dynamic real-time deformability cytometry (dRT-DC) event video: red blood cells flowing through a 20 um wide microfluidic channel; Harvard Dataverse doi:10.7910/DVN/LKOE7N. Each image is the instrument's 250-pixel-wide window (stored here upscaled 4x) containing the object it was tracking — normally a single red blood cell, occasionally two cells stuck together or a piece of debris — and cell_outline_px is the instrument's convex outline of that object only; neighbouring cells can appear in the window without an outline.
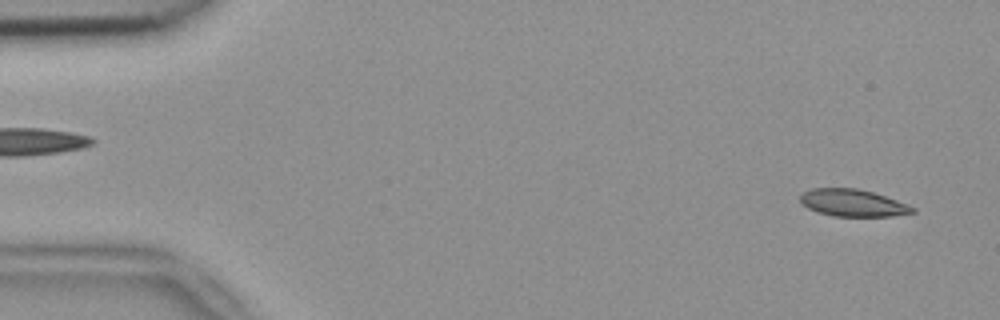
{"species": "common noctule bat (a hibernating species)", "species_latin": "Nyctalus noctula", "temperature_condition": "room temperature", "stored_images_in_passage": 52, "camera_frame_rate_fps": 3000, "um_per_image_px": 0.085, "animal": {"sex": "female", "body_mass_g": 18.4}, "frame": {"image": 1, "passage_image": 2, "time_ms": 0.333, "image_size_px": [1000, 320], "cell_outline_px": [[916, 212], [892, 216], [832, 216], [808, 208], [800, 200], [800, 196], [804, 192], [812, 188], [856, 188], [872, 192], [896, 200], [916, 208]], "centroid_in_image_um": [72.5, 17.25], "position_along_channel_um": 12.5, "area_um2": 17.51}}
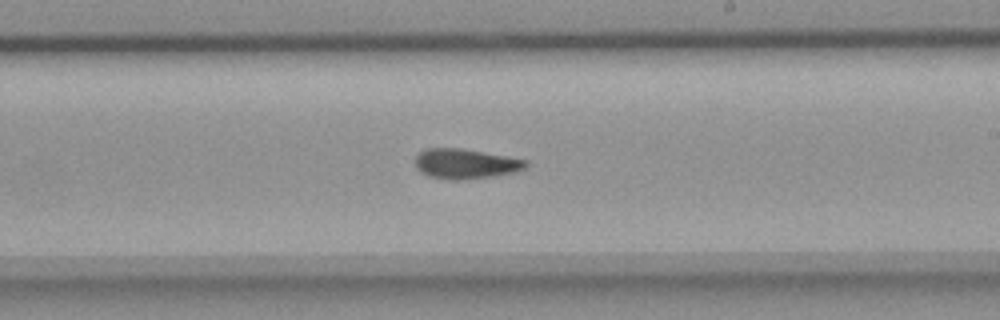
{"frame": {"image": 2, "passage_image": 30, "time_ms": 9.667, "image_size_px": [1000, 320], "cell_outline_px": [[528, 164], [524, 168], [512, 172], [496, 176], [460, 180], [452, 180], [428, 176], [420, 172], [416, 168], [416, 156], [420, 152], [428, 148], [460, 148], [528, 160]], "centroid_in_image_um": [39.55, 13.93], "position_along_channel_um": 249.5, "area_um2": 19.19}}
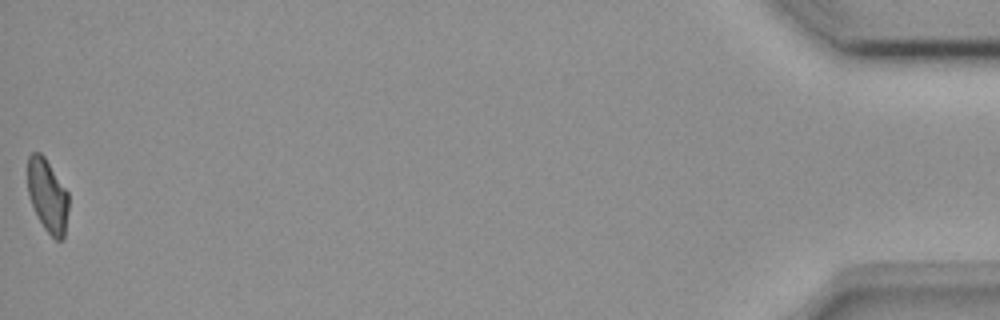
{"frame": {"image": 3, "passage_image": 52, "time_ms": 17.0, "image_size_px": [1000, 320], "cell_outline_px": [[68, 208], [64, 240], [56, 240], [44, 228], [32, 204], [28, 192], [28, 156], [32, 152], [40, 152], [44, 156], [68, 192]], "centroid_in_image_um": [4.05, 16.63], "position_along_channel_um": 431.1, "area_um2": 17.22}, "authors_computed_cell_mechanics": {"area_um2": 18.7561, "velocity_mm_per_s": 3.8094, "shape_relaxation_time_tau1_ms": 6.789, "shape_relaxation_time_tau2_ms": 4.4555, "deformation_change_tau1": 0.1641, "deformation_change_tau2": 0.1099}}